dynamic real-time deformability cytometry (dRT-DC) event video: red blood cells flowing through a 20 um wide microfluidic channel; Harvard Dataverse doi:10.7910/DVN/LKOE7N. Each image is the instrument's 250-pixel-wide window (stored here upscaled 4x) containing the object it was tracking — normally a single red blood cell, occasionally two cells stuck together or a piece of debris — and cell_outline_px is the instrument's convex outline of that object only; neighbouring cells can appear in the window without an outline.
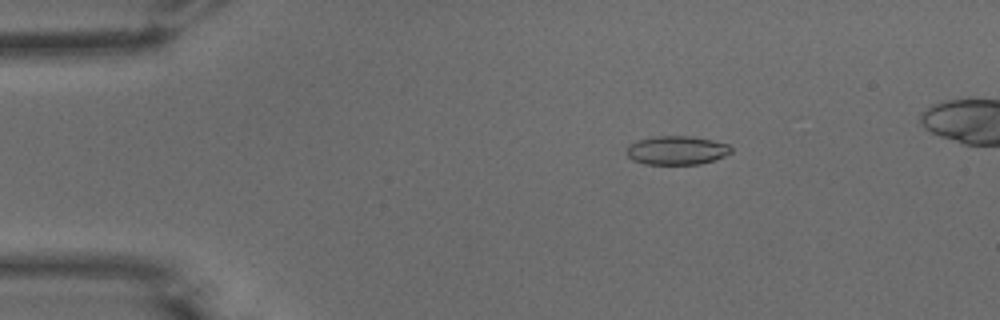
{"species": "common noctule bat (a hibernating species)", "species_latin": "Nyctalus noctula", "temperature_condition": "warm", "stored_images_in_passage": 38, "camera_frame_rate_fps": 3000, "um_per_image_px": 0.085, "animal": {"sex": "male", "body_mass_g": 15.6}, "frame": {"image": 1, "passage_image": 2, "time_ms": 0.333, "image_size_px": [1000, 320], "cell_outline_px": [[732, 152], [724, 156], [700, 164], [644, 164], [632, 160], [624, 152], [628, 144], [636, 140], [656, 136], [692, 136], [712, 140], [728, 144], [732, 148]], "centroid_in_image_um": [57.47, 12.77], "position_along_channel_um": 27.5, "area_um2": 17.69}}
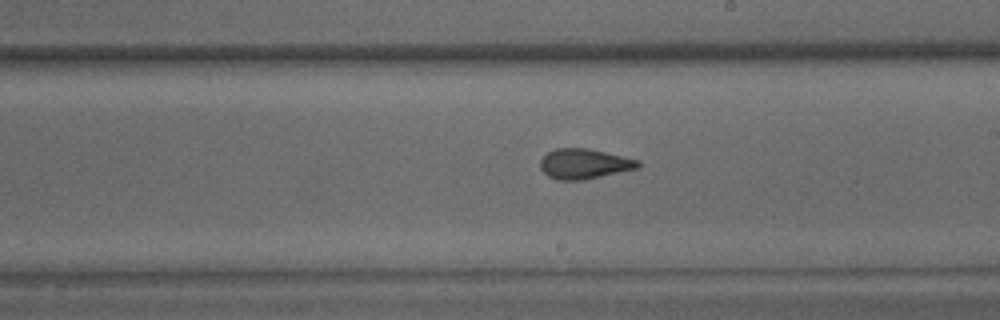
{"frame": {"image": 2, "passage_image": 23, "time_ms": 7.333, "image_size_px": [1000, 320], "cell_outline_px": [[640, 168], [584, 180], [556, 180], [548, 176], [540, 168], [540, 160], [548, 152], [556, 148], [588, 148], [640, 160]], "centroid_in_image_um": [49.67, 13.93], "position_along_channel_um": 239.3, "area_um2": 17.28}}
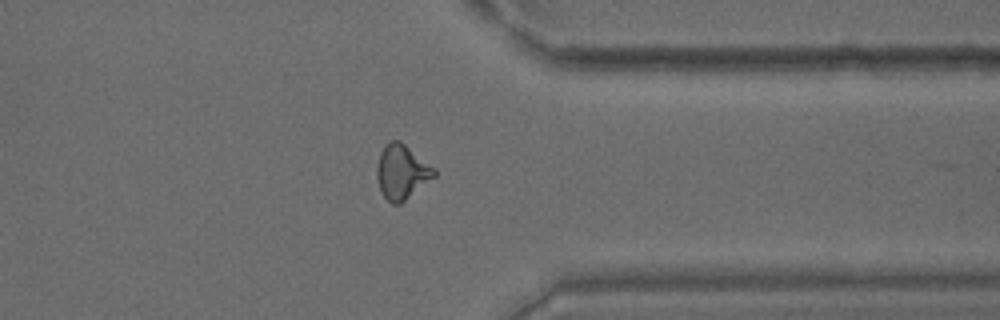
{"frame": {"image": 3, "passage_image": 34, "time_ms": 11.0, "image_size_px": [1000, 320], "cell_outline_px": [[436, 176], [400, 204], [392, 204], [380, 192], [376, 176], [376, 164], [380, 152], [384, 144], [388, 140], [400, 140], [436, 168]], "centroid_in_image_um": [34.14, 14.59], "position_along_channel_um": 377.3, "area_um2": 18.55}, "authors_computed_cell_mechanics": {"area_um2": 17.1666, "velocity_mm_per_s": 3.8974, "shape_relaxation_time_tau1_ms": 6.0762, "shape_relaxation_time_tau2_ms": 1.0078, "deformation_change_tau1": 0.1753, "deformation_change_tau2": 0.0766}}